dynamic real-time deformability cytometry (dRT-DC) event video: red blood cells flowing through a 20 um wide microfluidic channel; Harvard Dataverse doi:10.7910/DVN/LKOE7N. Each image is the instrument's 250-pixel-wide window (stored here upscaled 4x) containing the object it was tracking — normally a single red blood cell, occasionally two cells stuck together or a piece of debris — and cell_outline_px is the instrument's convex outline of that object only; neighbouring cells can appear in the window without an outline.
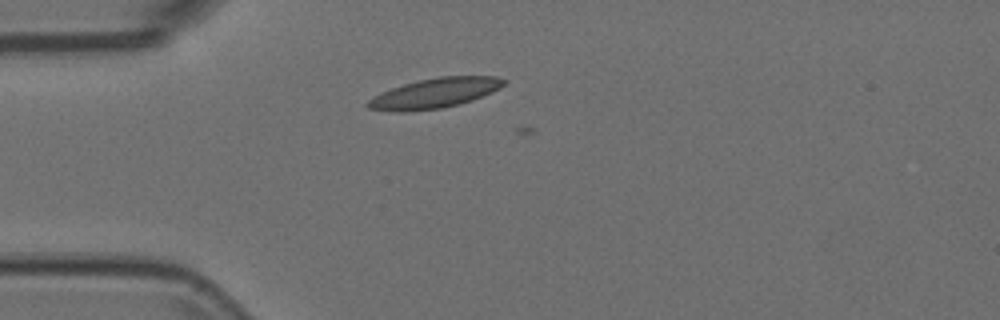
{"species": "Egyptian fruit bat (a non-hibernating species)", "species_latin": "Rousettus aegyptiacus", "temperature_condition": "room temperature", "stored_images_in_passage": 10, "camera_frame_rate_fps": 3000, "um_per_image_px": 0.085, "animal": {"sex": "female"}, "frame": {"image": 1, "passage_image": 9, "time_ms": 2.667, "image_size_px": [1000, 320], "cell_outline_px": [[508, 80], [500, 88], [492, 92], [472, 100], [460, 104], [440, 108], [404, 112], [368, 108], [364, 104], [368, 100], [392, 88], [404, 84], [420, 80], [440, 76], [496, 76]], "centroid_in_image_um": [37.0, 7.91], "position_along_channel_um": 48.0, "area_um2": 23.41}}